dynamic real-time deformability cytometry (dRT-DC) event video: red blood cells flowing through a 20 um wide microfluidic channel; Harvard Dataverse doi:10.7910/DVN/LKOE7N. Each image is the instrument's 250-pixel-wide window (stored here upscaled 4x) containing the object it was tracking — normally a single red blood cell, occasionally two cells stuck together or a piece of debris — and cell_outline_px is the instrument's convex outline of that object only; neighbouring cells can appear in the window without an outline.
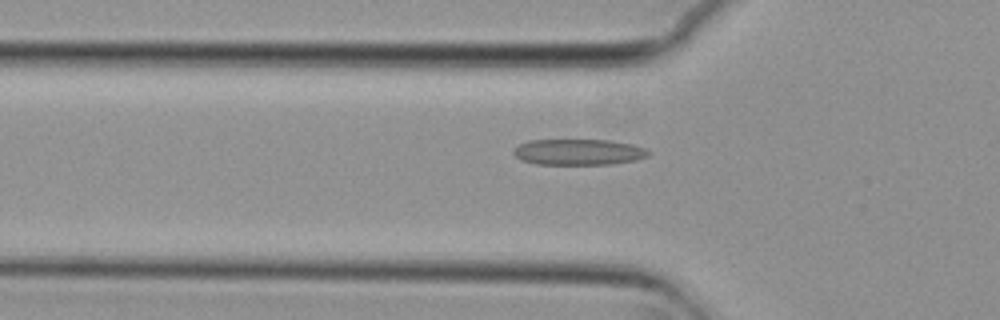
{"species": "common noctule bat (a hibernating species)", "species_latin": "Nyctalus noctula", "temperature_condition": "cold", "stored_images_in_passage": 34, "camera_frame_rate_fps": 3000, "um_per_image_px": 0.085, "animal": {"sex": "female", "body_mass_g": 29.2, "forearm_length_mm": 56.3}, "frame": {"image": 1, "passage_image": 2, "time_ms": 0.333, "image_size_px": [1000, 320], "cell_outline_px": [[652, 152], [648, 156], [636, 160], [612, 164], [536, 164], [520, 160], [512, 152], [520, 144], [528, 140], [608, 140], [632, 144], [644, 148]], "centroid_in_image_um": [49.19, 12.92], "position_along_channel_um": 76.6, "area_um2": 20.4}}
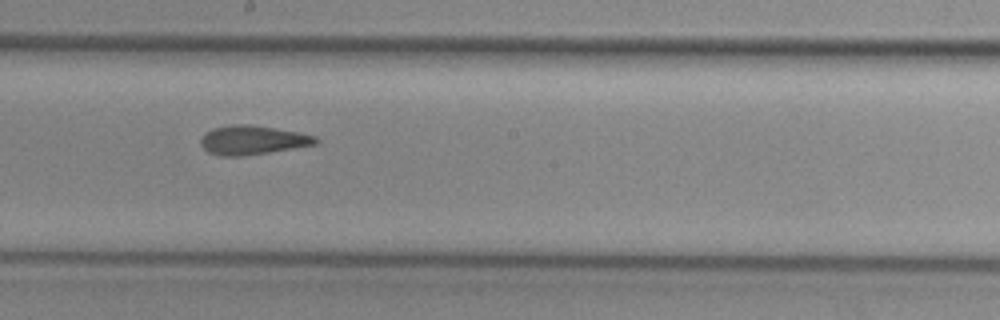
{"frame": {"image": 2, "passage_image": 14, "time_ms": 4.333, "image_size_px": [1000, 320], "cell_outline_px": [[320, 140], [316, 144], [268, 152], [240, 156], [220, 156], [208, 152], [200, 144], [200, 140], [204, 132], [212, 128], [232, 124], [248, 124], [300, 132], [316, 136]], "centroid_in_image_um": [21.44, 11.89], "position_along_channel_um": 226.8, "area_um2": 19.48}}
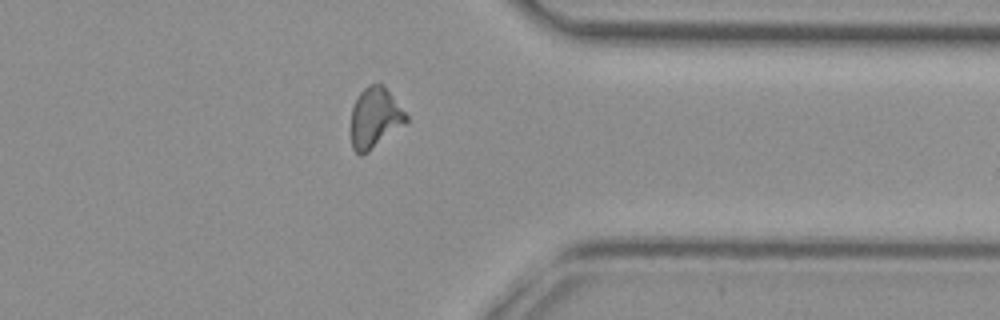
{"frame": {"image": 3, "passage_image": 27, "time_ms": 8.667, "image_size_px": [1000, 320], "cell_outline_px": [[408, 120], [368, 152], [360, 156], [352, 148], [352, 108], [360, 92], [368, 84], [380, 84], [388, 92], [408, 116]], "centroid_in_image_um": [31.84, 10.03], "position_along_channel_um": 379.6, "area_um2": 18.73}, "authors_computed_cell_mechanics": {"area_um2": 19.2185, "velocity_mm_per_s": 3.7353, "shape_relaxation_time_tau1_ms": null, "shape_relaxation_time_tau2_ms": 2.3987, "deformation_change_tau1": null, "deformation_change_tau2": 0.1095}}